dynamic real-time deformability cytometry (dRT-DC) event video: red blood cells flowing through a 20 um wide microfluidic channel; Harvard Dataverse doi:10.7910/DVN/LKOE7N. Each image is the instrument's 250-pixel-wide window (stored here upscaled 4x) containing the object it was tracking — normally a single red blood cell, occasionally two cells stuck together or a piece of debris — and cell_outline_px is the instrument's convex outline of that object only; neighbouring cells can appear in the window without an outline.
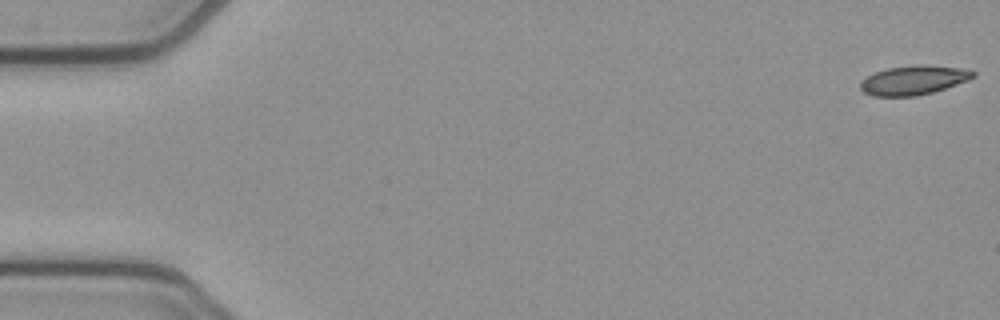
{"species": "common noctule bat (a hibernating species)", "species_latin": "Nyctalus noctula", "temperature_condition": "cold", "stored_images_in_passage": 54, "camera_frame_rate_fps": 3000, "um_per_image_px": 0.085, "animal": {"sex": "female", "body_mass_g": 21.9}, "frame": {"image": 1, "passage_image": 1, "time_ms": 0.0, "image_size_px": [1000, 320], "cell_outline_px": [[976, 76], [968, 80], [932, 92], [916, 96], [872, 96], [864, 92], [860, 88], [860, 80], [876, 72], [888, 68], [920, 64], [960, 68], [976, 72]], "centroid_in_image_um": [77.63, 6.81], "position_along_channel_um": 7.4, "area_um2": 19.02}}
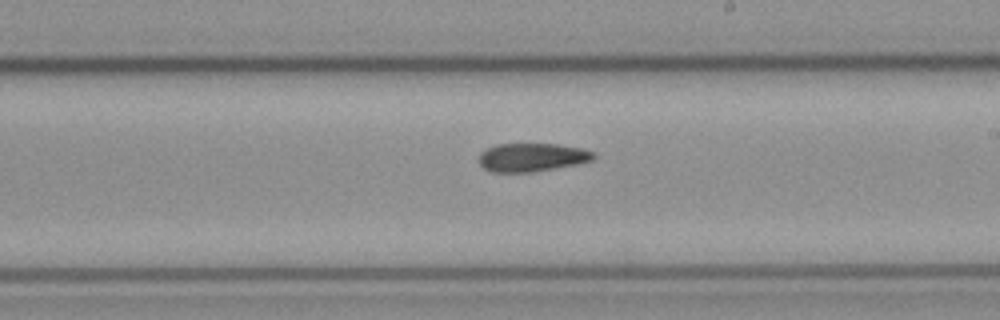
{"frame": {"image": 2, "passage_image": 31, "time_ms": 10.0, "image_size_px": [1000, 320], "cell_outline_px": [[596, 156], [592, 160], [576, 164], [532, 172], [492, 172], [484, 168], [480, 164], [480, 152], [496, 144], [556, 144], [584, 148], [592, 152]], "centroid_in_image_um": [45.21, 13.37], "position_along_channel_um": 243.8, "area_um2": 18.84}}
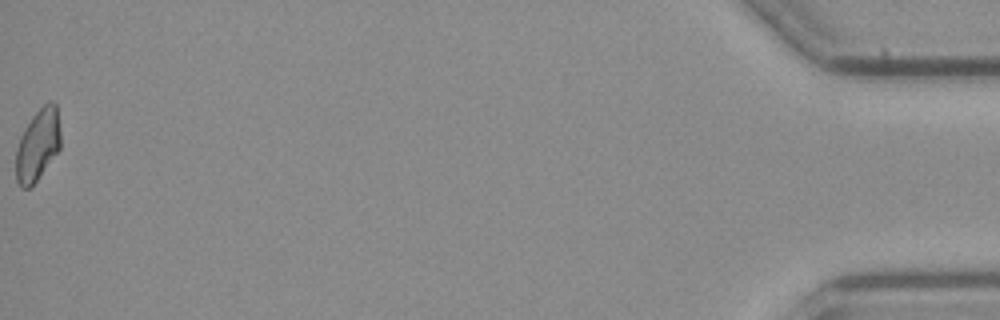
{"frame": {"image": 3, "passage_image": 54, "time_ms": 17.667, "image_size_px": [1000, 320], "cell_outline_px": [[60, 148], [36, 180], [28, 188], [20, 188], [16, 180], [16, 148], [20, 136], [24, 128], [32, 116], [48, 100], [52, 100], [56, 104], [60, 132]], "centroid_in_image_um": [3.19, 12.29], "position_along_channel_um": 432.0, "area_um2": 18.55}, "authors_computed_cell_mechanics": {"area_um2": 19.5653, "velocity_mm_per_s": 3.8307, "shape_relaxation_time_tau1_ms": null, "shape_relaxation_time_tau2_ms": 4.6457, "deformation_change_tau1": null, "deformation_change_tau2": 0.1035}}